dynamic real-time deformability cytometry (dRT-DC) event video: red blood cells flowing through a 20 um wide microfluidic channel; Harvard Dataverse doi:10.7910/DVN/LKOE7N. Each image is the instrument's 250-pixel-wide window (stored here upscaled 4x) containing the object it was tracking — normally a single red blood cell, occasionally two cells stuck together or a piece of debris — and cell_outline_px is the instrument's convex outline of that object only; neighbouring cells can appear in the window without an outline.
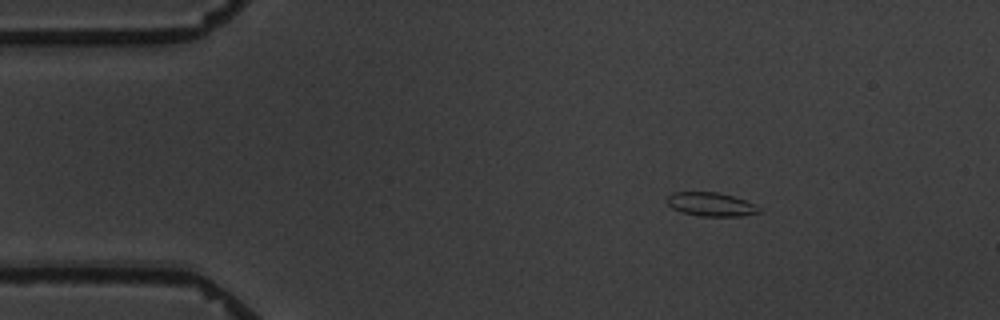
{"species": "common noctule bat (a hibernating species)", "species_latin": "Nyctalus noctula", "temperature_condition": "warm", "stored_images_in_passage": 3, "segment_of_instrument_passage": [1, 2], "camera_frame_rate_fps": 3000, "um_per_image_px": 0.085, "animal": {"sex": "male", "body_mass_g": 19.5, "forearm_length_mm": 54.6}, "frame": {"image": 1, "passage_image": 1, "time_ms": 0.0, "image_size_px": [1000, 320], "cell_outline_px": [[760, 212], [740, 216], [700, 216], [680, 212], [672, 208], [668, 204], [668, 196], [672, 192], [716, 192], [732, 196], [756, 204], [760, 208]], "centroid_in_image_um": [60.42, 17.37], "position_along_channel_um": 24.6, "area_um2": 12.66}}